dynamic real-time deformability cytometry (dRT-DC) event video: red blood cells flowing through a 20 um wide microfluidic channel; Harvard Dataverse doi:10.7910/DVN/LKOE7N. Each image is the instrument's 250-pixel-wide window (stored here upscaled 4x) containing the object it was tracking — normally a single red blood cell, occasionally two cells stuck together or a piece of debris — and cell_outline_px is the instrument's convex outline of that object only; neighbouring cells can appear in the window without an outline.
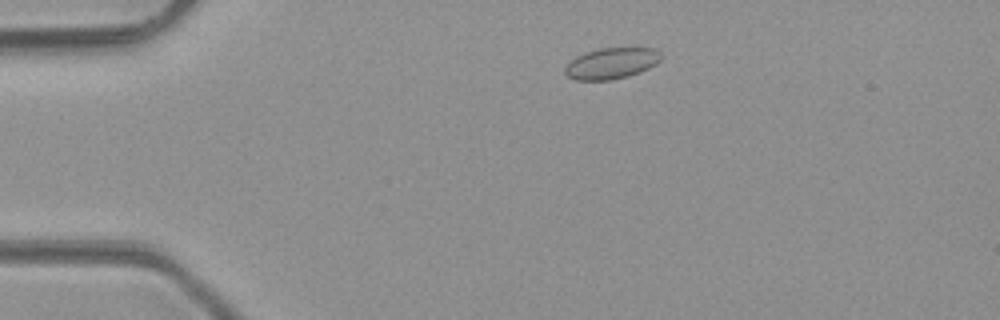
{"species": "common noctule bat (a hibernating species)", "species_latin": "Nyctalus noctula", "temperature_condition": "room temperature", "stored_images_in_passage": 2, "camera_frame_rate_fps": 3000, "um_per_image_px": 0.085, "animal": {"sex": "male", "body_mass_g": 23.1, "forearm_length_mm": 52.7}, "frame": {"image": 1, "passage_image": 1, "time_ms": 0.0, "image_size_px": [1000, 320], "cell_outline_px": [[664, 56], [656, 64], [640, 72], [628, 76], [612, 80], [576, 80], [568, 76], [564, 72], [564, 68], [576, 56], [584, 52], [600, 48], [656, 48]], "centroid_in_image_um": [52.0, 5.38], "position_along_channel_um": 33.0, "area_um2": 17.51}}